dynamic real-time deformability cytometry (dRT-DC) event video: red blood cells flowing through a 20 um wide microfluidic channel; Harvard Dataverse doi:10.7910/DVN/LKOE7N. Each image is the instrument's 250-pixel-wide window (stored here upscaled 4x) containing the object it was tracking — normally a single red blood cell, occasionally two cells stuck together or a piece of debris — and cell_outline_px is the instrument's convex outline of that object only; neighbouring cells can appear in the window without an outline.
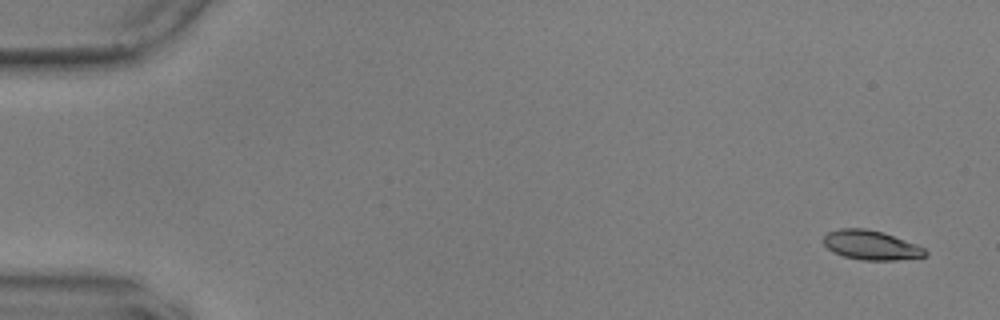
{"species": "common noctule bat (a hibernating species)", "species_latin": "Nyctalus noctula", "temperature_condition": "warm", "stored_images_in_passage": 57, "camera_frame_rate_fps": 3000, "um_per_image_px": 0.085, "animal": {"sex": "male", "body_mass_g": 17.9, "forearm_length_mm": 54.2}, "frame": {"image": 1, "passage_image": 3, "time_ms": 0.667, "image_size_px": [1000, 320], "cell_outline_px": [[928, 256], [896, 260], [860, 260], [844, 256], [832, 252], [824, 244], [824, 236], [828, 232], [840, 228], [864, 228], [884, 232], [916, 244], [924, 248], [928, 252]], "centroid_in_image_um": [74.05, 20.84], "position_along_channel_um": 10.9, "area_um2": 17.51}}
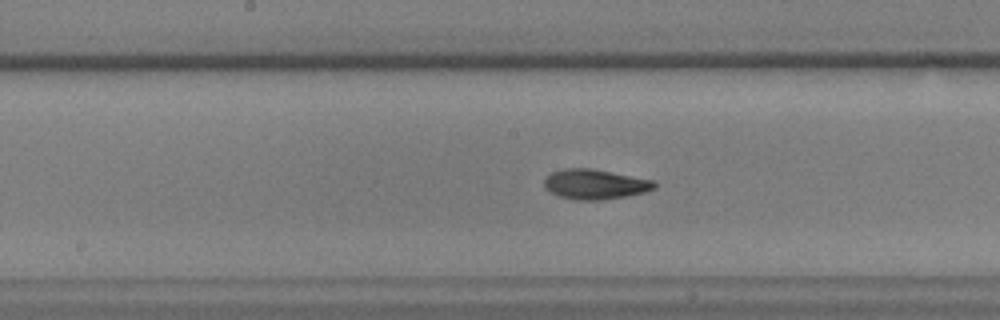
{"frame": {"image": 2, "passage_image": 30, "time_ms": 9.667, "image_size_px": [1000, 320], "cell_outline_px": [[656, 188], [644, 192], [628, 196], [604, 200], [576, 200], [556, 196], [544, 188], [544, 176], [552, 172], [564, 168], [592, 168], [656, 180]], "centroid_in_image_um": [50.57, 15.66], "position_along_channel_um": 197.6, "area_um2": 19.71}}
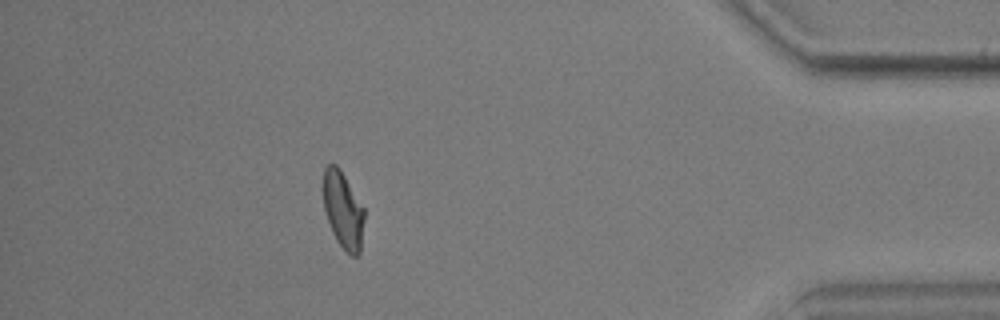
{"frame": {"image": 3, "passage_image": 51, "time_ms": 16.667, "image_size_px": [1000, 320], "cell_outline_px": [[364, 220], [360, 252], [356, 256], [352, 256], [336, 240], [332, 232], [324, 208], [324, 168], [328, 164], [336, 164], [340, 168], [364, 208]], "centroid_in_image_um": [29.17, 17.84], "position_along_channel_um": 406.0, "area_um2": 18.09}, "authors_computed_cell_mechanics": {"area_um2": 18.6116, "velocity_mm_per_s": 3.5978, "shape_relaxation_time_tau1_ms": 6.6069, "shape_relaxation_time_tau2_ms": 2.3309, "deformation_change_tau1": 0.1929, "deformation_change_tau2": 0.0843}}